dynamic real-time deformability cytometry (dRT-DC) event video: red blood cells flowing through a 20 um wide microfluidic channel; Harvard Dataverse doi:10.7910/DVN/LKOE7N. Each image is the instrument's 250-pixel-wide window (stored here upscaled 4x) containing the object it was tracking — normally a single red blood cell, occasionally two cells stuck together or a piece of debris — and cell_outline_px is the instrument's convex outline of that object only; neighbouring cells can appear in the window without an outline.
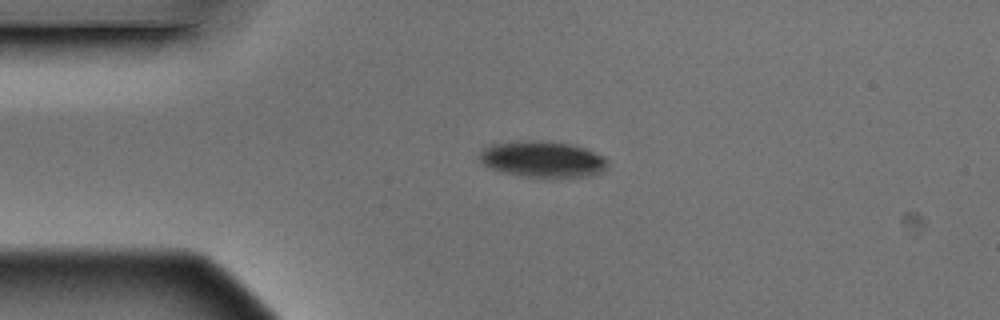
{"species": "Egyptian fruit bat (a non-hibernating species)", "species_latin": "Rousettus aegyptiacus", "temperature_condition": "warm", "stored_images_in_passage": 2, "camera_frame_rate_fps": 3000, "um_per_image_px": 0.085, "animal": {"sex": "male"}, "frame": {"image": 1, "passage_image": 1, "time_ms": 0.0, "image_size_px": [1000, 320], "cell_outline_px": [[608, 164], [604, 172], [588, 176], [528, 176], [504, 172], [492, 168], [484, 164], [476, 156], [484, 148], [492, 144], [528, 140], [544, 140], [572, 144], [584, 148], [604, 156], [608, 160]], "centroid_in_image_um": [46.15, 13.51], "position_along_channel_um": 38.9, "area_um2": 26.76}}